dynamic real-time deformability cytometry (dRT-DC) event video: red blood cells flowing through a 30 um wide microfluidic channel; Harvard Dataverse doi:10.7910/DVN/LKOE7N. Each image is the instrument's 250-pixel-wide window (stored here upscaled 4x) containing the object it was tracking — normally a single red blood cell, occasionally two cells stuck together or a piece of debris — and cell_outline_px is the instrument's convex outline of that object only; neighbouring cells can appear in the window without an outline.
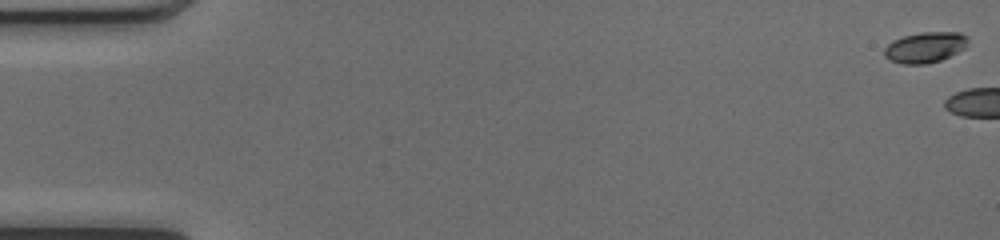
{"species": "common noctule bat (a hibernating species)", "species_latin": "Nyctalus noctula", "temperature_condition": "cold", "stored_images_in_passage": 3, "camera_frame_rate_fps": 3000, "um_per_image_px": 0.085, "animal": {"sex": "female", "body_mass_g": 17.0, "forearm_length_mm": 48.0}, "frame": {"image": 1, "passage_image": 1, "time_ms": 0.0, "image_size_px": [1000, 240], "cell_outline_px": [[968, 40], [964, 48], [940, 60], [928, 64], [904, 64], [888, 60], [884, 56], [884, 48], [892, 40], [904, 36], [920, 32], [960, 32], [968, 36]], "centroid_in_image_um": [78.6, 4.02], "position_along_channel_um": 6.4, "area_um2": 14.97}}